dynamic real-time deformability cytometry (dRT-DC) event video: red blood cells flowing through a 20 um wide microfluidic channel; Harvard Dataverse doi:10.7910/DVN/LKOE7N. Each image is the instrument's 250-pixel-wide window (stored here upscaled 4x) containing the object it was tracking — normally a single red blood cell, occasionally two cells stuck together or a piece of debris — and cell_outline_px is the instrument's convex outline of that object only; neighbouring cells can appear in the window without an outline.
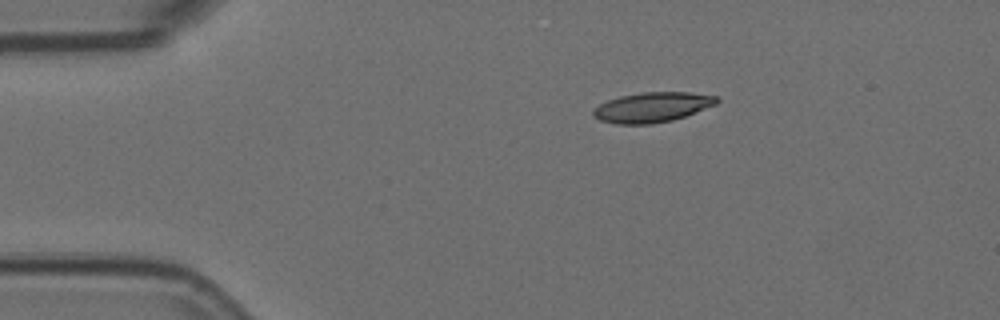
{"species": "Egyptian fruit bat (a non-hibernating species)", "species_latin": "Rousettus aegyptiacus", "temperature_condition": "room temperature", "stored_images_in_passage": 2, "camera_frame_rate_fps": 3000, "um_per_image_px": 0.085, "animal": {"sex": "female"}, "frame": {"image": 1, "passage_image": 1, "time_ms": 0.0, "image_size_px": [1000, 320], "cell_outline_px": [[720, 100], [716, 104], [684, 116], [672, 120], [652, 124], [616, 124], [600, 120], [592, 116], [592, 108], [608, 100], [620, 96], [640, 92], [692, 92], [716, 96]], "centroid_in_image_um": [55.4, 9.11], "position_along_channel_um": 29.6, "area_um2": 21.62}}